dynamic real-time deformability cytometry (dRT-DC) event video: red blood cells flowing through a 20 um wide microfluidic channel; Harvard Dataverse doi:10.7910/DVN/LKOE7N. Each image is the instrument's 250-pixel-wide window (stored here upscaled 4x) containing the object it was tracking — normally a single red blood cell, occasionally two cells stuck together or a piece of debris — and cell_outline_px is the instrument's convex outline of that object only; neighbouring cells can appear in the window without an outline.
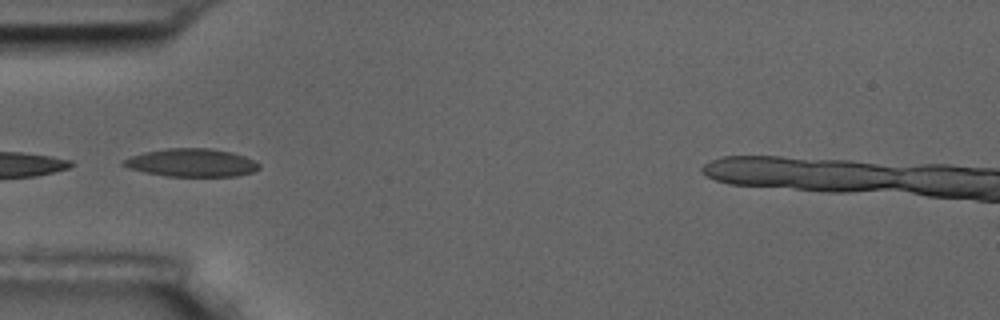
{"species": "common noctule bat (a hibernating species)", "species_latin": "Nyctalus noctula", "temperature_condition": "room temperature", "stored_images_in_passage": 5, "camera_frame_rate_fps": 3000, "um_per_image_px": 0.085, "animal": {"sex": "male", "body_mass_g": 17.5, "forearm_length_mm": 52.3}, "frame": {"image": 1, "passage_image": 4, "time_ms": 3.333, "image_size_px": [1000, 320], "cell_outline_px": [[260, 168], [252, 172], [236, 176], [168, 176], [144, 172], [128, 168], [120, 164], [120, 160], [144, 152], [168, 148], [212, 148], [232, 152], [244, 156], [260, 164]], "centroid_in_image_um": [16.25, 13.82], "position_along_channel_um": 68.7, "area_um2": 22.2}}